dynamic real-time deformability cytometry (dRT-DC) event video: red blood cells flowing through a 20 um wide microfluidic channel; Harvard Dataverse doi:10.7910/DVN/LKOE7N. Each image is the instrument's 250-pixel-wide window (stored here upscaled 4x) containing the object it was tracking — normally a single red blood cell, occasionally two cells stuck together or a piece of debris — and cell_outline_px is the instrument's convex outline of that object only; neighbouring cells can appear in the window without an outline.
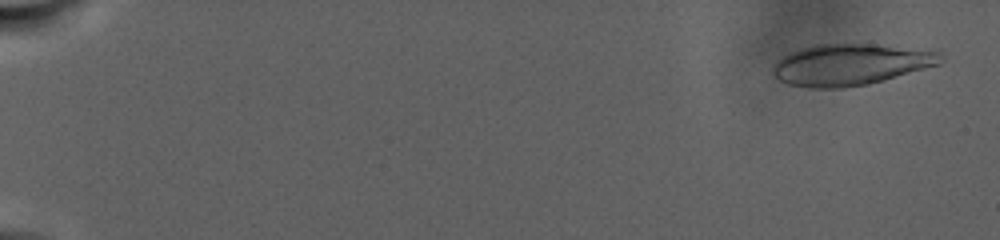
{"species": "human", "species_latin": "Homo sapiens", "temperature_condition": "warm", "stored_images_in_passage": 2, "camera_frame_rate_fps": 3000, "um_per_image_px": 0.085, "donor": {"sex": "male"}, "frame": {"image": 1, "passage_image": 1, "time_ms": 0.0, "image_size_px": [1000, 240], "cell_outline_px": [[944, 60], [940, 64], [884, 80], [868, 84], [844, 88], [808, 88], [788, 84], [776, 80], [772, 76], [772, 68], [784, 56], [792, 52], [816, 44], [872, 44], [940, 48], [944, 56]], "centroid_in_image_um": [72.42, 5.47], "position_along_channel_um": 12.6, "area_um2": 41.27}}